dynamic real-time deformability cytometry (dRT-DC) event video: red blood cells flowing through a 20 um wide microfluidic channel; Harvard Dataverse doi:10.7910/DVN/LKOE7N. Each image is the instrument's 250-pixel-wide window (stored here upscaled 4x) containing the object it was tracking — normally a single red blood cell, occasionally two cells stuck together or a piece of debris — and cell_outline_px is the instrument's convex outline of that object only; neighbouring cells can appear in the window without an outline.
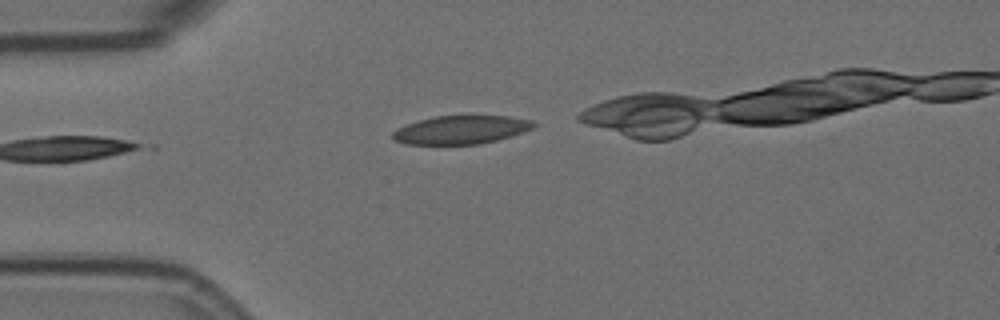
{"species": "Egyptian fruit bat (a non-hibernating species)", "species_latin": "Rousettus aegyptiacus", "temperature_condition": "room temperature", "stored_images_in_passage": 4, "camera_frame_rate_fps": 3000, "um_per_image_px": 0.085, "animal": {"sex": "female"}, "frame": {"image": 1, "passage_image": 1, "time_ms": 0.0, "image_size_px": [1000, 320], "cell_outline_px": [[536, 124], [532, 128], [524, 132], [512, 136], [480, 144], [408, 144], [392, 140], [392, 132], [396, 128], [420, 120], [436, 116], [508, 116], [532, 120]], "centroid_in_image_um": [39.18, 11.04], "position_along_channel_um": 45.8, "area_um2": 23.24}}